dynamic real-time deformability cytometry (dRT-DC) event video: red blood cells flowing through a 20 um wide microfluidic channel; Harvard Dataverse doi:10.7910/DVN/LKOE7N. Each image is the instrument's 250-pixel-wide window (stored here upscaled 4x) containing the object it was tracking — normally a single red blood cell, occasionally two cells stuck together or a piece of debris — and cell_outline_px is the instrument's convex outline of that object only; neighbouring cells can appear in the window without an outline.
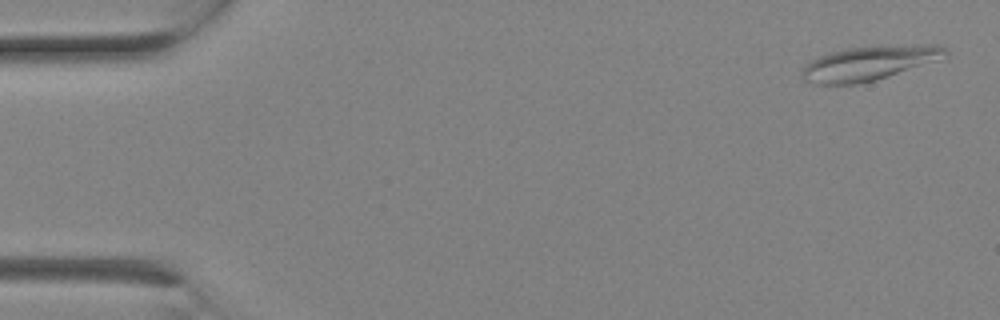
{"species": "Egyptian fruit bat (a non-hibernating species)", "species_latin": "Rousettus aegyptiacus", "temperature_condition": "room temperature", "stored_images_in_passage": 2, "camera_frame_rate_fps": 3000, "um_per_image_px": 0.085, "animal": {"sex": "female"}, "frame": {"image": 1, "passage_image": 1, "time_ms": 0.0, "image_size_px": [1000, 320], "cell_outline_px": [[948, 56], [876, 80], [856, 84], [816, 84], [804, 80], [800, 76], [800, 72], [808, 60], [832, 52], [848, 48], [924, 44], [936, 44], [944, 48], [948, 52]], "centroid_in_image_um": [73.82, 5.37], "position_along_channel_um": 11.2, "area_um2": 28.38}}